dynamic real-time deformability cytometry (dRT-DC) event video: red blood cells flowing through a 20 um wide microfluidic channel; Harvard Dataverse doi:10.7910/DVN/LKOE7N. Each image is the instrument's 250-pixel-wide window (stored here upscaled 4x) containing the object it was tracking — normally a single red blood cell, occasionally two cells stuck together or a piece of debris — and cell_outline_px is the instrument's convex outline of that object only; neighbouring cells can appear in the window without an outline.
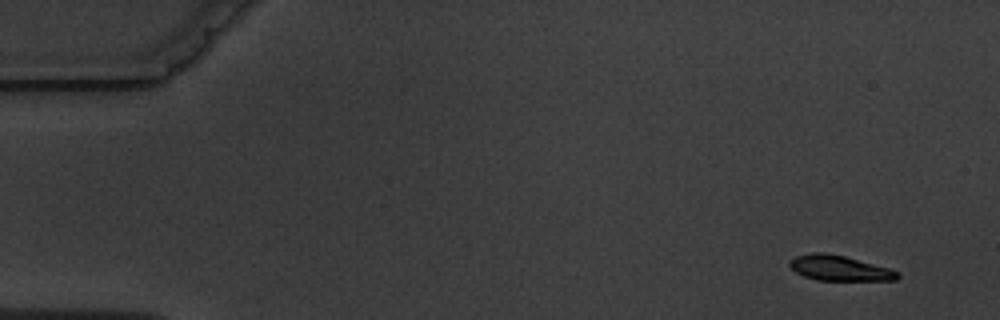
{"species": "common noctule bat (a hibernating species)", "species_latin": "Nyctalus noctula", "temperature_condition": "warm", "stored_images_in_passage": 6, "camera_frame_rate_fps": 3000, "um_per_image_px": 0.085, "animal": {"sex": "male", "body_mass_g": 19.5, "forearm_length_mm": 54.6}, "frame": {"image": 1, "passage_image": 1, "time_ms": 0.0, "image_size_px": [1000, 320], "cell_outline_px": [[900, 276], [896, 280], [816, 280], [804, 276], [796, 272], [788, 264], [796, 256], [812, 252], [824, 252], [844, 256], [888, 268], [900, 272]], "centroid_in_image_um": [71.35, 22.79], "position_along_channel_um": 13.6, "area_um2": 15.66}}
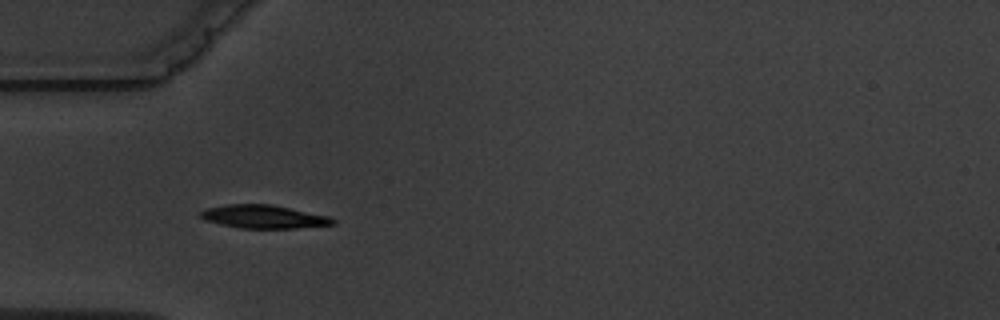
{"frame": {"image": 2, "passage_image": 5, "time_ms": 4.667, "image_size_px": [1000, 320], "cell_outline_px": [[336, 224], [296, 228], [240, 228], [220, 224], [204, 220], [200, 216], [200, 212], [208, 208], [228, 204], [272, 204], [328, 216], [336, 220]], "centroid_in_image_um": [22.42, 18.42], "position_along_channel_um": 62.6, "area_um2": 17.86}}
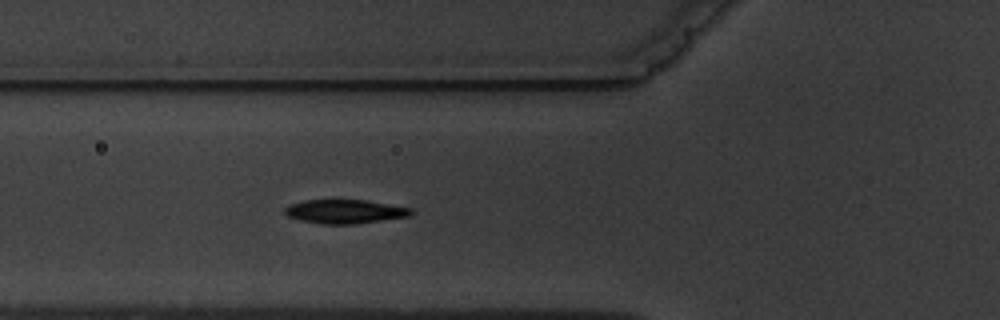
{"frame": {"image": 3, "passage_image": 6, "time_ms": 5.667, "image_size_px": [1000, 320], "cell_outline_px": [[412, 212], [408, 216], [356, 224], [320, 224], [300, 220], [288, 216], [284, 212], [284, 208], [288, 204], [304, 200], [368, 200], [412, 208]], "centroid_in_image_um": [29.28, 17.97], "position_along_channel_um": 96.5, "area_um2": 17.63}}